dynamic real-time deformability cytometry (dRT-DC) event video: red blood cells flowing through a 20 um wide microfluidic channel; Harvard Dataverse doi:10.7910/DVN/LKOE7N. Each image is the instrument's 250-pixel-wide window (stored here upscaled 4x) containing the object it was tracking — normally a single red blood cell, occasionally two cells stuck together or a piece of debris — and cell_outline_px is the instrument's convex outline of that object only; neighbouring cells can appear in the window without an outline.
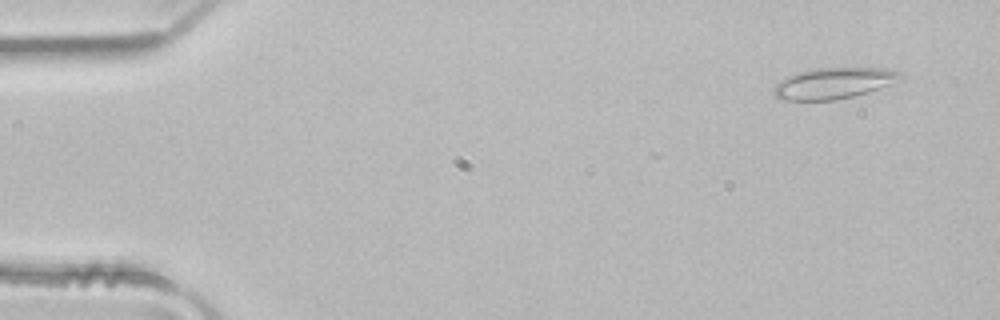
{"species": "common noctule bat (a hibernating species)", "species_latin": "Nyctalus noctula", "temperature_condition": "room temperature", "stored_images_in_passage": 6, "camera_frame_rate_fps": 3000, "um_per_image_px": 0.085, "animal": {"sex": "male", "body_mass_g": 21.5, "forearm_length_mm": 52.0}, "frame": {"image": 1, "passage_image": 1, "time_ms": 0.0, "image_size_px": [1000, 320], "cell_outline_px": [[904, 80], [868, 92], [836, 100], [780, 100], [772, 92], [772, 88], [776, 84], [788, 76], [800, 72], [816, 68], [880, 68], [900, 72], [904, 76]], "centroid_in_image_um": [70.89, 7.08], "position_along_channel_um": 14.1, "area_um2": 22.95}}
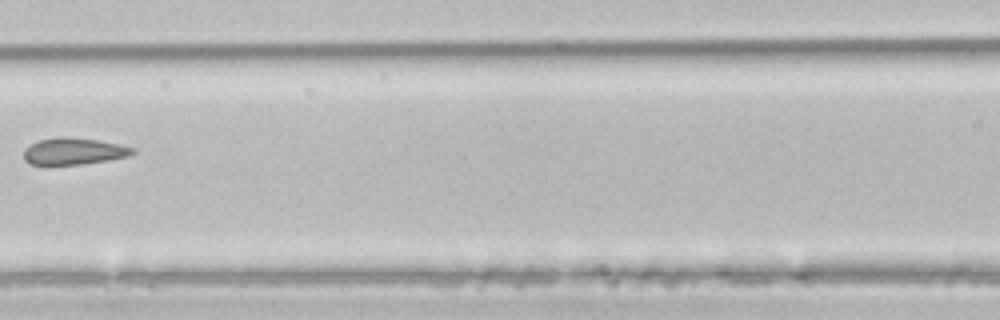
{"frame": {"image": 2, "passage_image": 5, "time_ms": 1.333, "image_size_px": [1000, 320], "cell_outline_px": [[136, 152], [128, 156], [108, 160], [80, 164], [44, 168], [28, 164], [24, 160], [24, 148], [40, 140], [60, 136], [64, 136], [96, 140], [120, 144], [136, 148]], "centroid_in_image_um": [6.2, 12.9], "position_along_channel_um": 160.4, "area_um2": 17.63}}
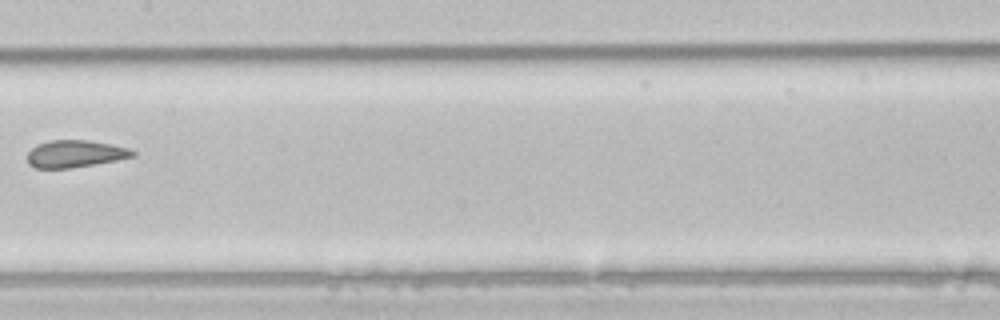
{"frame": {"image": 3, "passage_image": 6, "time_ms": 1.667, "image_size_px": [1000, 320], "cell_outline_px": [[136, 156], [116, 160], [68, 168], [36, 168], [28, 164], [28, 152], [36, 144], [48, 140], [88, 140], [112, 144], [128, 148], [136, 152]], "centroid_in_image_um": [6.38, 13.06], "position_along_channel_um": 201.0, "area_um2": 16.65}}